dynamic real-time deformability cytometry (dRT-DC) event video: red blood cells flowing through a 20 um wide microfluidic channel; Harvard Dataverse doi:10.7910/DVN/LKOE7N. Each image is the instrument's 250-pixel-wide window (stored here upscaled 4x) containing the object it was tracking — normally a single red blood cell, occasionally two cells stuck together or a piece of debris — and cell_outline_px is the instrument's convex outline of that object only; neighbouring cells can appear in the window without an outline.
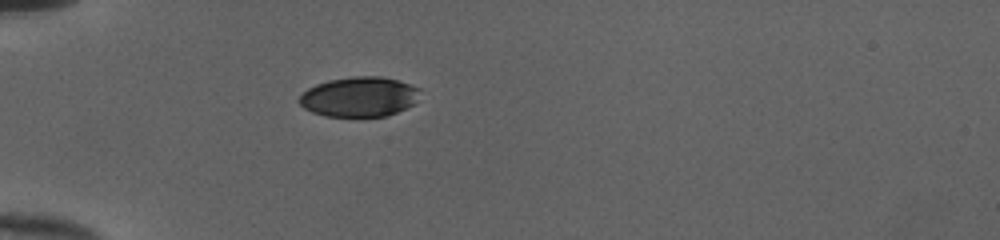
{"species": "human", "species_latin": "Homo sapiens", "temperature_condition": "cold", "stored_images_in_passage": 36, "camera_frame_rate_fps": 3000, "um_per_image_px": 0.085, "donor": {"sex": "female"}, "frame": {"image": 1, "passage_image": 1, "time_ms": 0.0, "image_size_px": [1000, 240], "cell_outline_px": [[420, 88], [412, 104], [388, 116], [324, 116], [312, 112], [304, 108], [296, 100], [308, 88], [316, 84], [328, 80], [352, 76], [380, 76], [396, 80]], "centroid_in_image_um": [30.47, 8.22], "position_along_channel_um": 54.5, "area_um2": 27.8}}
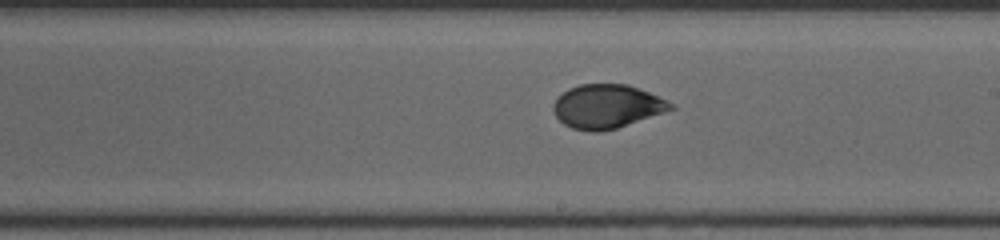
{"frame": {"image": 2, "passage_image": 16, "time_ms": 5.0, "image_size_px": [1000, 240], "cell_outline_px": [[676, 108], [616, 128], [596, 132], [592, 132], [572, 128], [564, 124], [556, 116], [552, 108], [552, 104], [568, 88], [580, 84], [628, 84], [668, 100], [676, 104]], "centroid_in_image_um": [51.6, 9.04], "position_along_channel_um": 237.4, "area_um2": 29.82}}
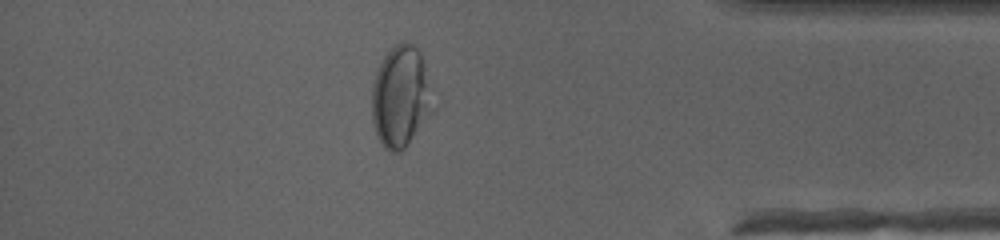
{"frame": {"image": 3, "passage_image": 30, "time_ms": 9.667, "image_size_px": [1000, 240], "cell_outline_px": [[436, 108], [404, 148], [400, 152], [388, 152], [384, 148], [376, 136], [372, 120], [372, 84], [376, 68], [384, 56], [396, 44], [404, 40], [412, 44], [420, 52]], "centroid_in_image_um": [34.04, 8.24], "position_along_channel_um": 401.2, "area_um2": 36.36}, "authors_computed_cell_mechanics": {"area_um2": 30.4606, "velocity_mm_per_s": 4.0172, "shape_relaxation_time_tau1_ms": 3.9071, "shape_relaxation_time_tau2_ms": 1.1174, "deformation_change_tau1": 0.1279, "deformation_change_tau2": 0.0457}}